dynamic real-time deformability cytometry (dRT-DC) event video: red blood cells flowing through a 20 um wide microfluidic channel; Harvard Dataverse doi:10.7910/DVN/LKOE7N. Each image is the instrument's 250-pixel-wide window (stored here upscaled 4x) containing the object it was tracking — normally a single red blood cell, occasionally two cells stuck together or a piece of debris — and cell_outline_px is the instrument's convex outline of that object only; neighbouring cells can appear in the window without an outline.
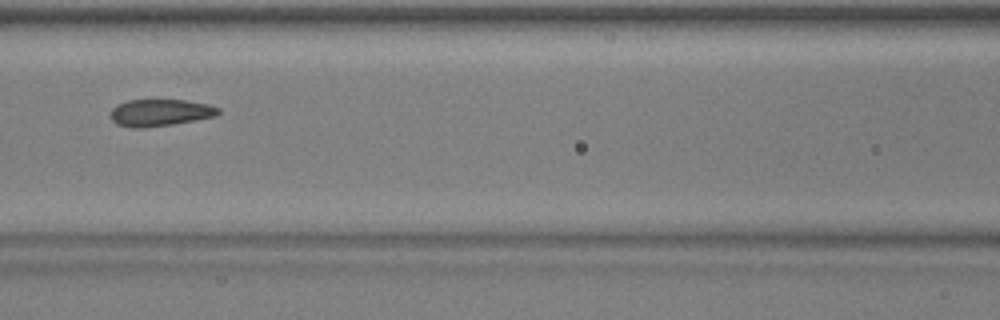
{"species": "common noctule bat (a hibernating species)", "species_latin": "Nyctalus noctula", "temperature_condition": "warm", "stored_images_in_passage": 12, "camera_frame_rate_fps": 3000, "um_per_image_px": 0.085, "animal": {"sex": "male", "body_mass_g": 17.9, "forearm_length_mm": 54.2}, "frame": {"image": 1, "passage_image": 10, "time_ms": 3.0, "image_size_px": [1000, 320], "cell_outline_px": [[220, 112], [216, 116], [196, 120], [172, 124], [144, 128], [132, 128], [116, 124], [112, 120], [112, 108], [128, 100], [184, 100], [208, 104], [220, 108]], "centroid_in_image_um": [13.64, 9.58], "position_along_channel_um": 153.0, "area_um2": 16.82}}